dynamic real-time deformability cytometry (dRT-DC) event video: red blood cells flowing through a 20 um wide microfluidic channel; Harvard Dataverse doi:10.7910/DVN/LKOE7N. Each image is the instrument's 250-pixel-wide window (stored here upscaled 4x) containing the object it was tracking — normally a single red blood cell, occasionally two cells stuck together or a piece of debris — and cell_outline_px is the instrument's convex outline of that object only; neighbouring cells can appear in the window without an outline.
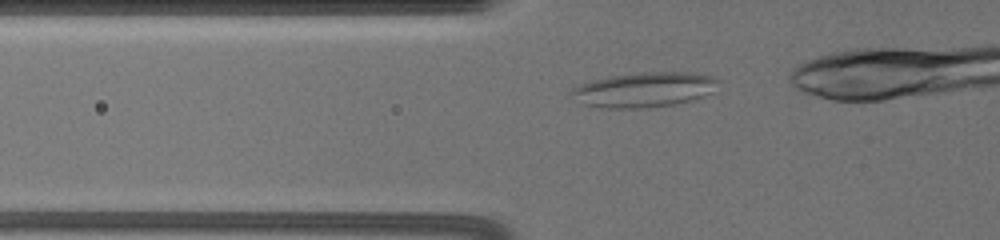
{"species": "common noctule bat (a hibernating species)", "species_latin": "Nyctalus noctula", "temperature_condition": "warm", "stored_images_in_passage": 41, "camera_frame_rate_fps": 3000, "um_per_image_px": 0.085, "animal": {"sex": "female", "body_mass_g": 19.5, "forearm_length_mm": 54.1}, "frame": {"image": 1, "passage_image": 13, "time_ms": 4.0, "image_size_px": [1000, 240], "cell_outline_px": [[720, 80], [716, 92], [692, 100], [672, 104], [648, 108], [588, 108], [580, 104], [568, 96], [568, 92], [572, 88], [580, 84], [592, 80], [612, 76], [640, 72], [692, 72], [712, 76]], "centroid_in_image_um": [54.71, 7.64], "position_along_channel_um": 71.1, "area_um2": 30.69}}
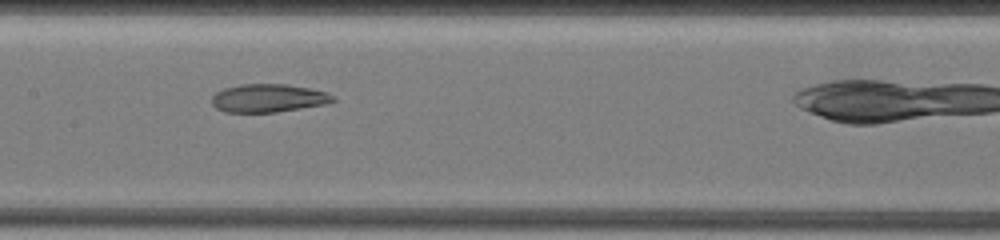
{"frame": {"image": 2, "passage_image": 24, "time_ms": 7.333, "image_size_px": [1000, 240], "cell_outline_px": [[336, 100], [328, 104], [276, 112], [224, 112], [216, 108], [212, 104], [212, 96], [216, 92], [224, 88], [240, 84], [288, 84], [328, 92], [336, 96]], "centroid_in_image_um": [22.84, 8.34], "position_along_channel_um": 184.6, "area_um2": 20.11}}
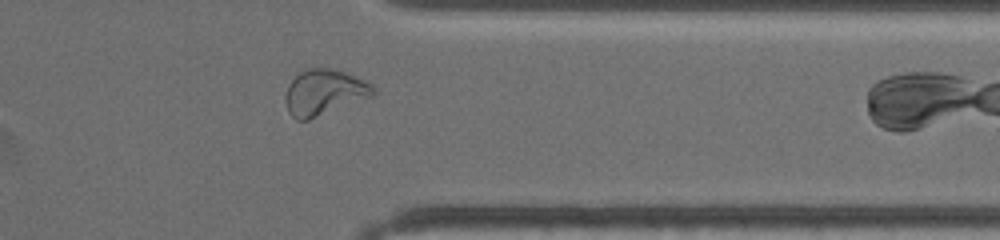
{"frame": {"image": 3, "passage_image": 38, "time_ms": 13.0, "image_size_px": [1000, 240], "cell_outline_px": [[376, 92], [372, 96], [308, 120], [296, 120], [288, 112], [284, 96], [288, 84], [300, 72], [308, 68], [328, 68], [344, 72], [356, 76], [372, 84], [376, 88]], "centroid_in_image_um": [27.54, 7.85], "position_along_channel_um": 383.9, "area_um2": 23.29}}